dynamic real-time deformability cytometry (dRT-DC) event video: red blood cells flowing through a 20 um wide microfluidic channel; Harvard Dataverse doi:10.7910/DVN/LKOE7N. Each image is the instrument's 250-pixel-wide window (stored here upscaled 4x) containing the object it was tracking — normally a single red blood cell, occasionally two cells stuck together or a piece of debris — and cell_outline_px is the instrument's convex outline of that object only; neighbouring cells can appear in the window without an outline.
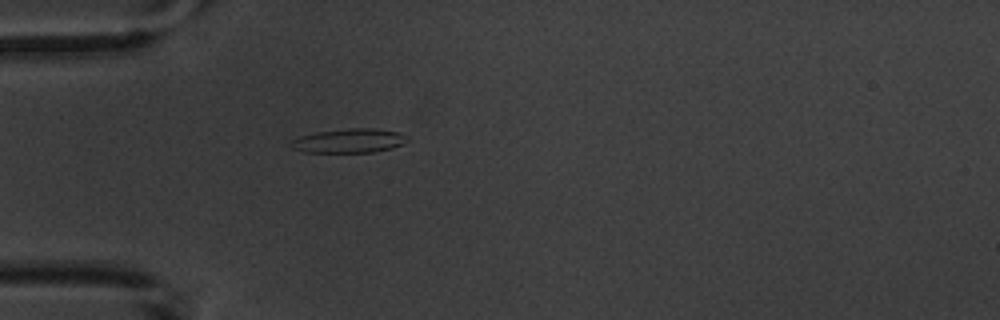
{"species": "common noctule bat (a hibernating species)", "species_latin": "Nyctalus noctula", "temperature_condition": "warm", "stored_images_in_passage": 2, "camera_frame_rate_fps": 3000, "um_per_image_px": 0.085, "animal": {"sex": "male", "body_mass_g": 20.1, "forearm_length_mm": 53.5}, "frame": {"image": 1, "passage_image": 2, "time_ms": 1.333, "image_size_px": [1000, 320], "cell_outline_px": [[408, 140], [392, 148], [372, 152], [304, 152], [292, 148], [288, 144], [288, 140], [300, 136], [316, 132], [348, 128], [372, 128], [400, 132], [408, 136]], "centroid_in_image_um": [29.62, 11.96], "position_along_channel_um": 55.4, "area_um2": 16.47}}